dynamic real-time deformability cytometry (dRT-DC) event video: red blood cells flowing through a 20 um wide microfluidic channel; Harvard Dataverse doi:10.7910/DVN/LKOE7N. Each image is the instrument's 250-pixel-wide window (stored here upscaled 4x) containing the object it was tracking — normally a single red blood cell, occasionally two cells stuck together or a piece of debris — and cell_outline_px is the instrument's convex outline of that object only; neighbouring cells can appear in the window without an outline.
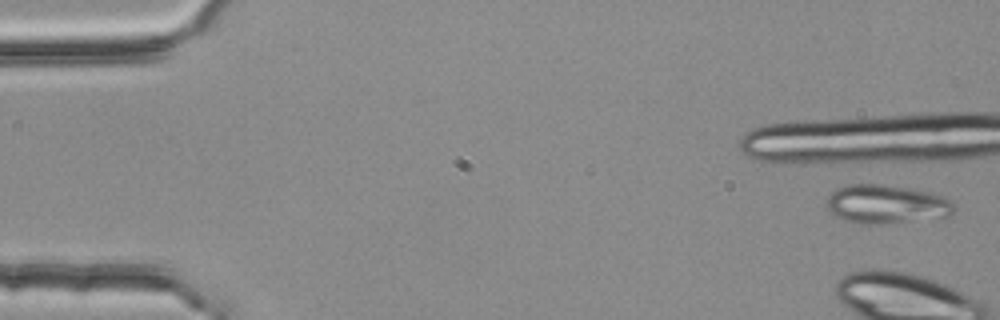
{"species": "common noctule bat (a hibernating species)", "species_latin": "Nyctalus noctula", "temperature_condition": "room temperature", "stored_images_in_passage": 5, "camera_frame_rate_fps": 3000, "um_per_image_px": 0.085, "animal": {"sex": "female", "body_mass_g": 25.1}, "frame": {"image": 1, "passage_image": 1, "time_ms": 0.0, "image_size_px": [1000, 320], "cell_outline_px": [[956, 208], [948, 216], [940, 220], [888, 224], [860, 224], [844, 220], [832, 216], [828, 212], [828, 196], [836, 188], [848, 184], [880, 184], [928, 192], [940, 196], [948, 200]], "centroid_in_image_um": [75.34, 17.41], "position_along_channel_um": 9.7, "area_um2": 29.3}}